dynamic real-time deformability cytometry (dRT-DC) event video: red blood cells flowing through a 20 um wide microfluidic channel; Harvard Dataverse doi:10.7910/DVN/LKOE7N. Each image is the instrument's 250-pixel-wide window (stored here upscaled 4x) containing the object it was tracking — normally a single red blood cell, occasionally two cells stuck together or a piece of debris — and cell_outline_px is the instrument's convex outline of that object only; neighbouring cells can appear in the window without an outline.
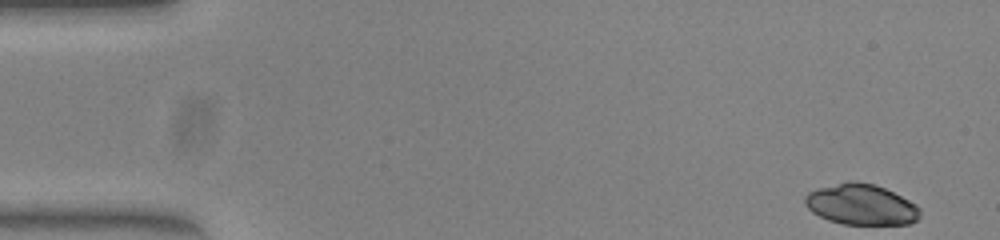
{"species": "common noctule bat (a hibernating species)", "species_latin": "Nyctalus noctula", "temperature_condition": "warm", "stored_images_in_passage": 50, "camera_frame_rate_fps": 3000, "um_per_image_px": 0.085, "animal": {"sex": "female", "body_mass_g": 23.0, "forearm_length_mm": 53.4}, "frame": {"image": 1, "passage_image": 1, "time_ms": 0.0, "image_size_px": [1000, 240], "cell_outline_px": [[920, 216], [916, 220], [908, 224], [844, 224], [828, 220], [812, 212], [804, 204], [804, 196], [808, 192], [820, 188], [848, 180], [856, 180], [876, 184], [916, 204], [920, 208]], "centroid_in_image_um": [73.18, 17.37], "position_along_channel_um": 11.8, "area_um2": 27.34}}
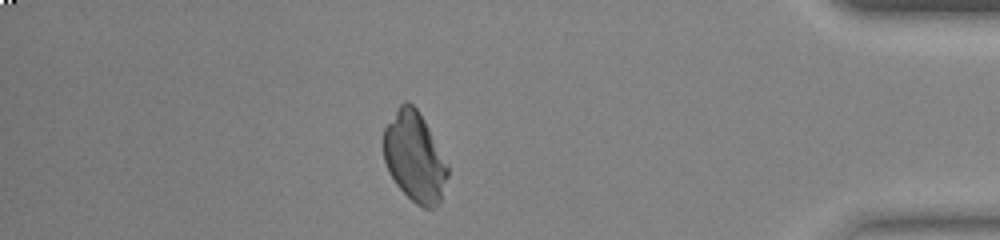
{"frame": {"image": 2, "passage_image": 43, "time_ms": 14.0, "image_size_px": [1000, 240], "cell_outline_px": [[448, 176], [440, 204], [432, 208], [424, 208], [416, 204], [396, 184], [388, 172], [384, 160], [384, 128], [400, 104], [404, 100], [408, 100], [416, 108], [424, 120], [448, 164]], "centroid_in_image_um": [35.25, 13.35], "position_along_channel_um": 400.0, "area_um2": 33.47}}
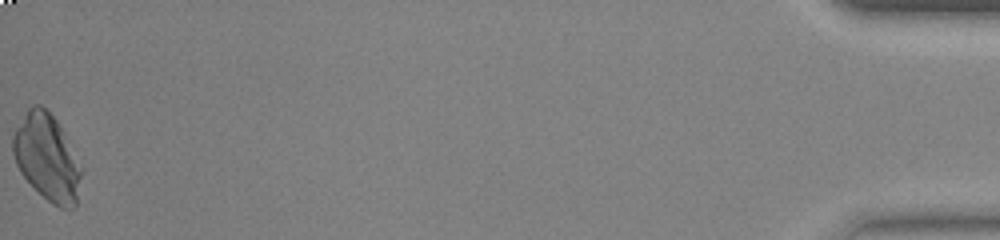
{"frame": {"image": 3, "passage_image": 50, "time_ms": 16.333, "image_size_px": [1000, 240], "cell_outline_px": [[80, 176], [76, 208], [60, 208], [52, 204], [20, 172], [16, 164], [12, 152], [12, 136], [16, 128], [28, 108], [32, 104], [40, 104], [56, 120], [64, 132], [80, 172]], "centroid_in_image_um": [3.94, 13.37], "position_along_channel_um": 431.3, "area_um2": 33.47}}